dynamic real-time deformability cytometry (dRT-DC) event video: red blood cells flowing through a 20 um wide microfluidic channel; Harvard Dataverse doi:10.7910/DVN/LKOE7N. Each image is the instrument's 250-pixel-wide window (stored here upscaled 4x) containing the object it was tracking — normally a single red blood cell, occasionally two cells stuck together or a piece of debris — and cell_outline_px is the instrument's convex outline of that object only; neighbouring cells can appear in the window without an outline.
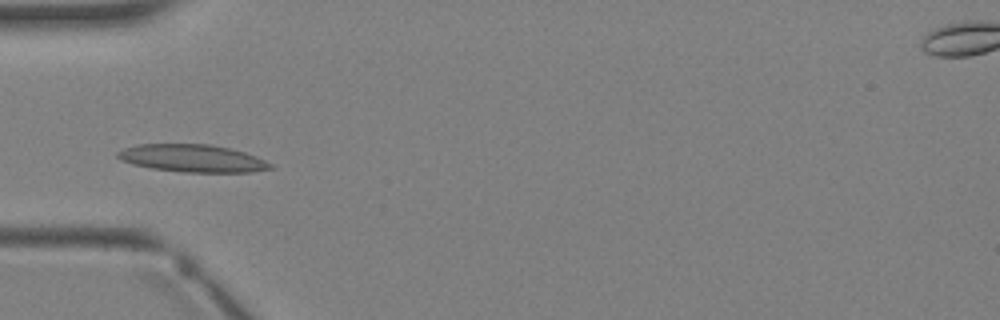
{"species": "Egyptian fruit bat (a non-hibernating species)", "species_latin": "Rousettus aegyptiacus", "temperature_condition": "warm", "stored_images_in_passage": 4, "camera_frame_rate_fps": 3000, "um_per_image_px": 0.085, "animal": {"sex": "female"}, "frame": {"image": 1, "passage_image": 4, "time_ms": 3.333, "image_size_px": [1000, 320], "cell_outline_px": [[276, 168], [252, 172], [184, 172], [152, 168], [132, 164], [120, 160], [116, 156], [116, 152], [124, 148], [136, 144], [208, 144], [228, 148], [244, 152], [256, 156], [272, 164]], "centroid_in_image_um": [16.35, 13.46], "position_along_channel_um": 68.7, "area_um2": 24.57}}